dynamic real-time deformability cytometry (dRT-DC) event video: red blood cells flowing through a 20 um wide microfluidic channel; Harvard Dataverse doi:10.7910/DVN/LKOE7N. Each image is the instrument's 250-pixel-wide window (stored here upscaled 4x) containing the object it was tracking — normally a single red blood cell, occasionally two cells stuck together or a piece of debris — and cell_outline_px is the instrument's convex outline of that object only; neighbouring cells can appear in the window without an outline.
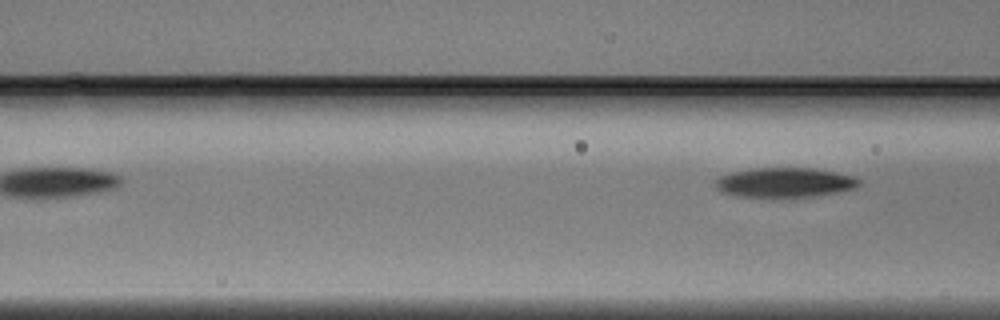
{"species": "Egyptian fruit bat (a non-hibernating species)", "species_latin": "Rousettus aegyptiacus", "temperature_condition": "warm", "stored_images_in_passage": 3, "camera_frame_rate_fps": 3000, "um_per_image_px": 0.085, "animal": {"sex": "male"}, "frame": {"image": 1, "passage_image": 3, "time_ms": 0.667, "image_size_px": [1000, 320], "cell_outline_px": [[860, 184], [856, 188], [812, 196], [772, 200], [736, 196], [724, 192], [716, 188], [712, 184], [720, 176], [732, 172], [752, 168], [812, 168], [836, 172], [852, 176], [860, 180]], "centroid_in_image_um": [66.63, 15.55], "position_along_channel_um": 100.0, "area_um2": 25.55}}